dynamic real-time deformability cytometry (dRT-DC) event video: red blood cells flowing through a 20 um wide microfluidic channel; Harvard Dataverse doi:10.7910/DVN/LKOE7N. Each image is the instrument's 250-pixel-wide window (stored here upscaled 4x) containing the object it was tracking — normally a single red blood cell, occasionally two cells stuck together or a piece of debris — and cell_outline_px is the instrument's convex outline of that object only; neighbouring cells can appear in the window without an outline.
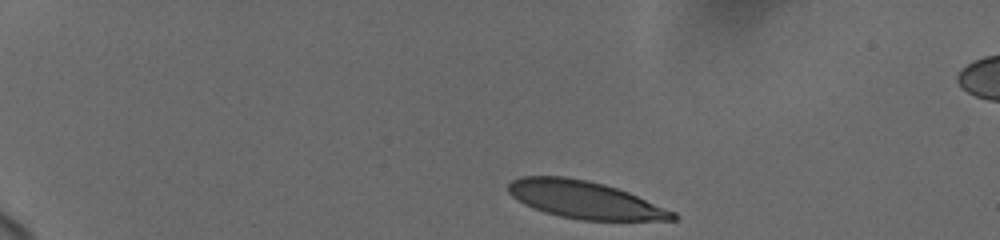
{"species": "human", "species_latin": "Homo sapiens", "temperature_condition": "cold", "stored_images_in_passage": 16, "camera_frame_rate_fps": 3000, "um_per_image_px": 0.085, "donor": {"sex": "female"}, "frame": {"image": 1, "passage_image": 1, "time_ms": 0.0, "image_size_px": [1000, 240], "cell_outline_px": [[680, 216], [676, 220], [580, 220], [560, 216], [544, 212], [524, 204], [512, 196], [508, 192], [508, 184], [512, 180], [520, 176], [564, 176], [588, 180], [604, 184], [628, 192], [676, 212]], "centroid_in_image_um": [49.71, 16.98], "position_along_channel_um": 35.3, "area_um2": 35.89}}
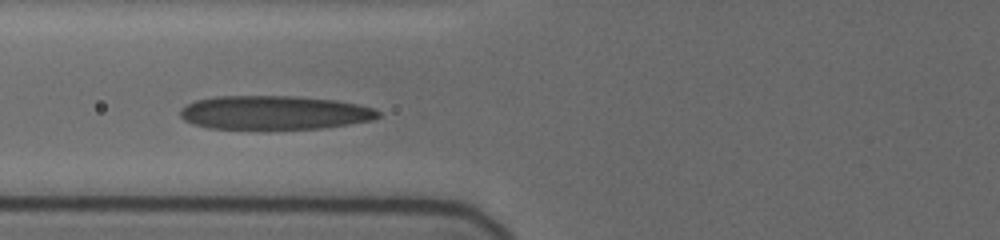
{"frame": {"image": 2, "passage_image": 11, "time_ms": 4.333, "image_size_px": [1000, 240], "cell_outline_px": [[380, 116], [372, 120], [348, 124], [320, 128], [268, 132], [208, 128], [192, 124], [184, 120], [180, 116], [180, 108], [196, 100], [216, 96], [296, 96], [336, 100], [360, 104], [372, 108], [380, 112]], "centroid_in_image_um": [23.28, 9.61], "position_along_channel_um": 102.5, "area_um2": 40.46}}
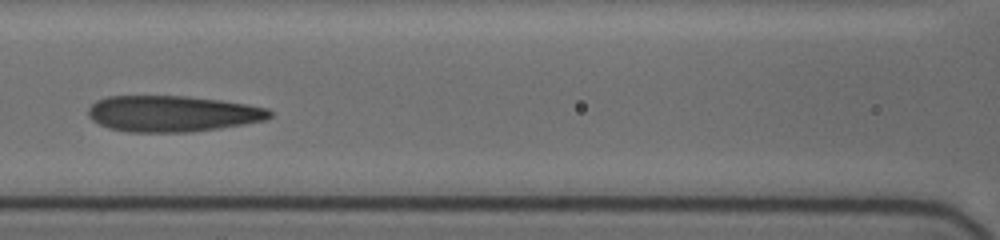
{"frame": {"image": 3, "passage_image": 14, "time_ms": 5.667, "image_size_px": [1000, 240], "cell_outline_px": [[272, 116], [264, 120], [244, 124], [220, 128], [192, 132], [128, 132], [108, 128], [92, 120], [88, 116], [88, 108], [96, 100], [108, 96], [188, 96], [220, 100], [268, 108], [272, 112]], "centroid_in_image_um": [14.63, 9.66], "position_along_channel_um": 152.0, "area_um2": 38.26}}